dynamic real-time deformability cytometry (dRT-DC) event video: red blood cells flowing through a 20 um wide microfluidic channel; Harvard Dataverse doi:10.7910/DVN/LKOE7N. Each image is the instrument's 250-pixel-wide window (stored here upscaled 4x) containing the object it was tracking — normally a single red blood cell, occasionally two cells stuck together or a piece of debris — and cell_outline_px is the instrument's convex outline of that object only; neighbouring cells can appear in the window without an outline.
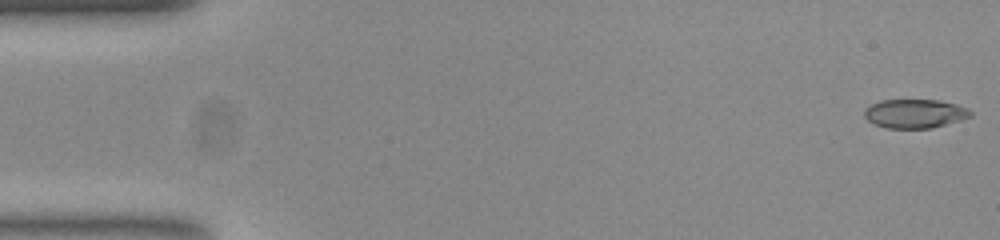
{"species": "common noctule bat (a hibernating species)", "species_latin": "Nyctalus noctula", "temperature_condition": "room temperature", "stored_images_in_passage": 52, "camera_frame_rate_fps": 3000, "um_per_image_px": 0.085, "animal": {"sex": "female", "body_mass_g": 23.0, "forearm_length_mm": 53.4}, "frame": {"image": 1, "passage_image": 1, "time_ms": 0.0, "image_size_px": [1000, 240], "cell_outline_px": [[972, 116], [960, 120], [932, 128], [888, 128], [876, 124], [868, 120], [864, 116], [864, 108], [880, 100], [940, 100], [956, 104], [968, 108], [972, 112]], "centroid_in_image_um": [77.77, 9.65], "position_along_channel_um": 7.2, "area_um2": 17.86}}
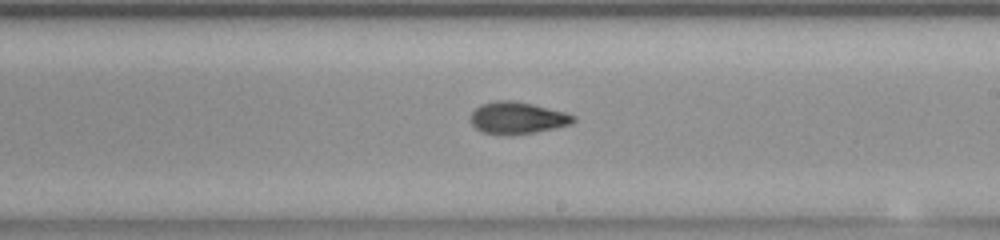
{"frame": {"image": 2, "passage_image": 30, "time_ms": 9.667, "image_size_px": [1000, 240], "cell_outline_px": [[576, 120], [572, 124], [512, 136], [480, 132], [472, 124], [472, 112], [480, 104], [496, 100], [512, 100], [532, 104], [564, 112], [576, 116]], "centroid_in_image_um": [43.96, 10.02], "position_along_channel_um": 245.0, "area_um2": 19.07}}
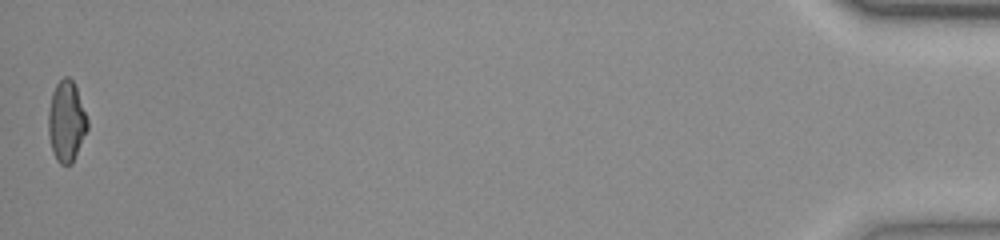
{"frame": {"image": 3, "passage_image": 52, "time_ms": 17.0, "image_size_px": [1000, 240], "cell_outline_px": [[88, 128], [72, 164], [60, 164], [56, 160], [52, 148], [48, 132], [48, 112], [52, 92], [56, 84], [64, 76], [68, 76], [72, 80], [76, 88], [88, 120]], "centroid_in_image_um": [5.64, 10.31], "position_along_channel_um": 429.6, "area_um2": 18.26}, "authors_computed_cell_mechanics": {"area_um2": 18.785, "velocity_mm_per_s": 3.8908, "shape_relaxation_time_tau1_ms": 10.2871, "shape_relaxation_time_tau2_ms": 2.0737, "deformation_change_tau1": 0.2693, "deformation_change_tau2": 0.0831}}